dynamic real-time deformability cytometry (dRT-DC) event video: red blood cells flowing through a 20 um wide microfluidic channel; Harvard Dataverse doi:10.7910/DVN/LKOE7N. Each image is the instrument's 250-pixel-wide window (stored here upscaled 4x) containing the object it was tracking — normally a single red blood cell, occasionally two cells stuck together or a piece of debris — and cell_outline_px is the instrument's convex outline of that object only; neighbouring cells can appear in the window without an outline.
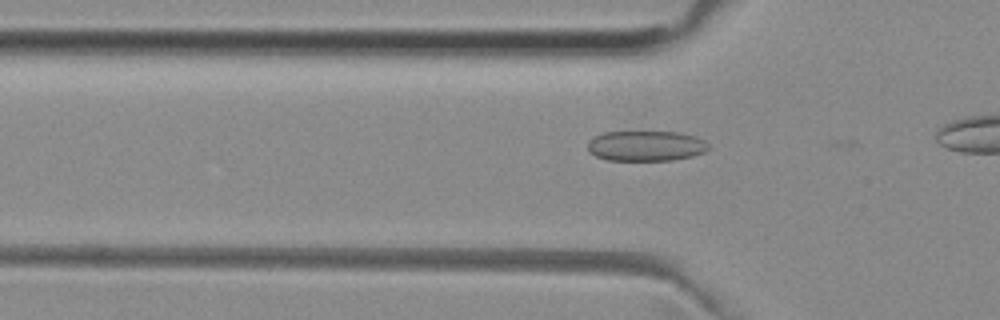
{"species": "common noctule bat (a hibernating species)", "species_latin": "Nyctalus noctula", "temperature_condition": "room temperature", "stored_images_in_passage": 9, "camera_frame_rate_fps": 3000, "um_per_image_px": 0.085, "animal": {"sex": "female", "body_mass_g": 29.2, "forearm_length_mm": 56.3}, "frame": {"image": 1, "passage_image": 3, "time_ms": 0.667, "image_size_px": [1000, 320], "cell_outline_px": [[712, 148], [704, 152], [692, 156], [672, 160], [608, 160], [596, 156], [588, 152], [588, 140], [604, 132], [680, 132], [696, 136], [704, 140]], "centroid_in_image_um": [54.93, 12.4], "position_along_channel_um": 70.9, "area_um2": 21.44}}
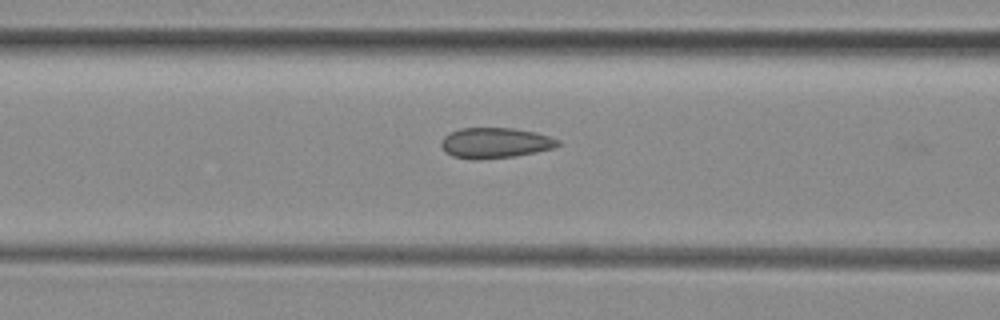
{"frame": {"image": 2, "passage_image": 7, "time_ms": 2.0, "image_size_px": [1000, 320], "cell_outline_px": [[560, 144], [556, 148], [516, 156], [476, 160], [472, 160], [452, 156], [444, 152], [440, 144], [440, 140], [448, 132], [460, 128], [516, 128], [536, 132], [560, 140]], "centroid_in_image_um": [42.06, 12.15], "position_along_channel_um": 124.5, "area_um2": 21.15}}